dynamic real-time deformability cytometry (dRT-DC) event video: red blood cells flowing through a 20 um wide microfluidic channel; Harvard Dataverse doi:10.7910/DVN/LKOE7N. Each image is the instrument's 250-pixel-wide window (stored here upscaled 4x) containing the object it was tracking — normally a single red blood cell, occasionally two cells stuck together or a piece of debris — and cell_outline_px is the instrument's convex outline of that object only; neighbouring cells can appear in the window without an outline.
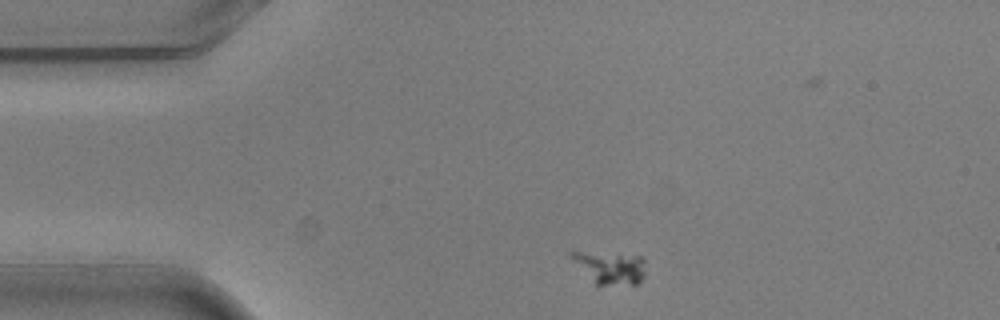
{"species": "common noctule bat (a hibernating species)", "species_latin": "Nyctalus noctula", "temperature_condition": "warm", "stored_images_in_passage": 13, "camera_frame_rate_fps": 3000, "um_per_image_px": 0.085, "animal": {"sex": "male", "body_mass_g": 20.5, "forearm_length_mm": 52.5}, "frame": {"image": 1, "passage_image": 1, "time_ms": 0.0, "image_size_px": [1000, 320], "cell_outline_px": [[644, 276], [636, 284], [596, 288], [568, 256], [568, 252], [580, 252], [640, 256], [644, 260]], "centroid_in_image_um": [51.8, 22.82], "position_along_channel_um": 33.2, "area_um2": 14.45}}
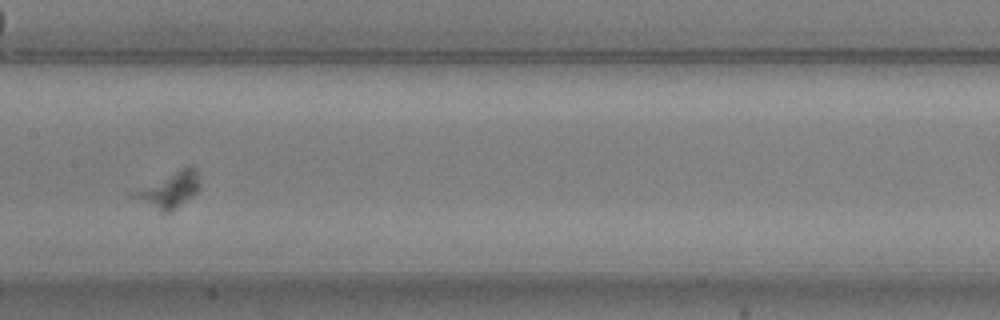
{"frame": {"image": 2, "passage_image": 6, "time_ms": 1.667, "image_size_px": [1000, 320], "cell_outline_px": [[200, 188], [192, 196], [168, 212], [160, 212], [128, 196], [132, 192], [184, 168], [196, 168], [200, 184]], "centroid_in_image_um": [14.37, 16.19], "position_along_channel_um": 193.0, "area_um2": 13.01}}
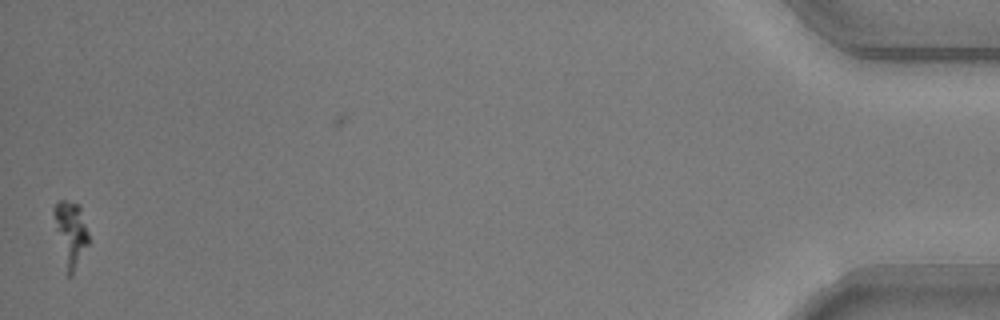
{"frame": {"image": 3, "passage_image": 13, "time_ms": 4.0, "image_size_px": [1000, 320], "cell_outline_px": [[88, 244], [72, 276], [68, 276], [52, 212], [56, 204], [60, 200], [64, 200], [80, 204], [88, 232]], "centroid_in_image_um": [6.03, 19.79], "position_along_channel_um": 429.2, "area_um2": 12.66}}